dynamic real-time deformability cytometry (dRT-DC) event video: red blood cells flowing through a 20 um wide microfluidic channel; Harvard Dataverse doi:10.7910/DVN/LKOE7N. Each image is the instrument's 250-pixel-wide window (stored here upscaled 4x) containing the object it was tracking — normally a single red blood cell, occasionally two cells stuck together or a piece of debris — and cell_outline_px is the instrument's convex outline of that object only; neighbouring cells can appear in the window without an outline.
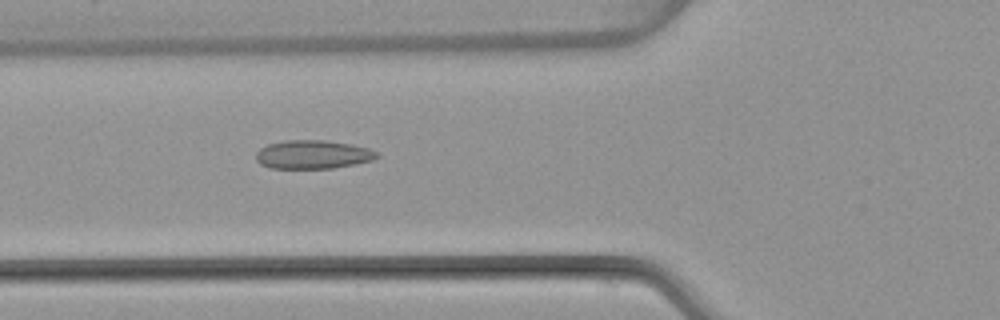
{"species": "common noctule bat (a hibernating species)", "species_latin": "Nyctalus noctula", "temperature_condition": "warm", "stored_images_in_passage": 50, "camera_frame_rate_fps": 3000, "um_per_image_px": 0.085, "animal": {"sex": "female", "body_mass_g": 22.7, "forearm_length_mm": 54.2}, "frame": {"image": 1, "passage_image": 18, "time_ms": 5.667, "image_size_px": [1000, 320], "cell_outline_px": [[380, 156], [372, 160], [332, 168], [272, 168], [260, 164], [256, 160], [256, 152], [260, 148], [268, 144], [284, 140], [324, 140], [352, 144], [368, 148], [376, 152]], "centroid_in_image_um": [26.57, 13.12], "position_along_channel_um": 99.2, "area_um2": 20.06}}
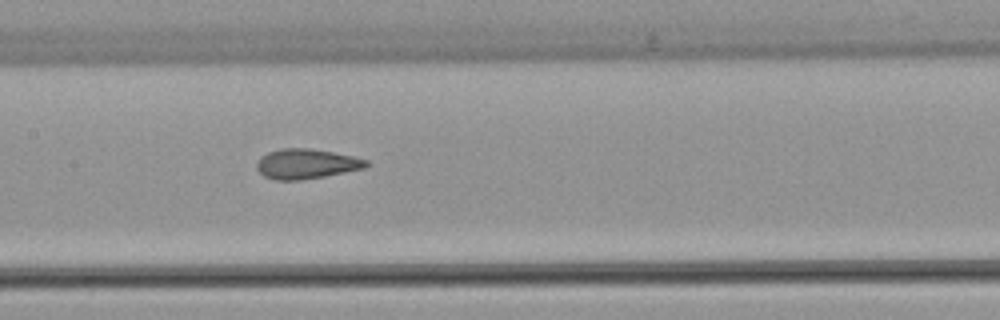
{"frame": {"image": 2, "passage_image": 24, "time_ms": 7.667, "image_size_px": [1000, 320], "cell_outline_px": [[372, 164], [364, 168], [324, 176], [300, 180], [276, 180], [264, 176], [256, 168], [256, 164], [260, 156], [268, 152], [280, 148], [308, 148], [332, 152], [352, 156], [368, 160]], "centroid_in_image_um": [26.02, 13.92], "position_along_channel_um": 181.4, "area_um2": 19.07}}
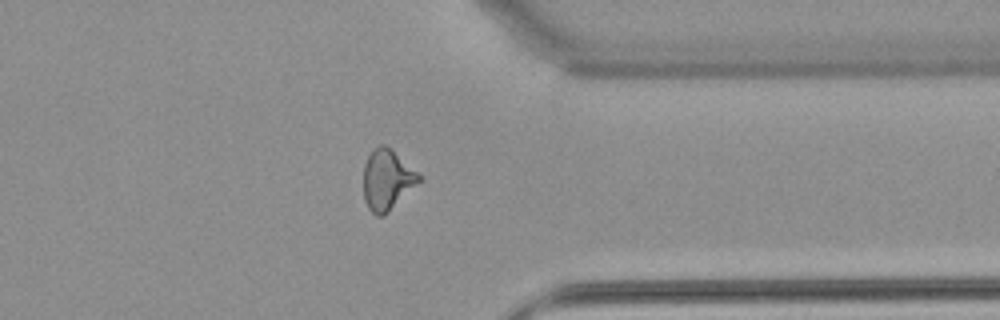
{"frame": {"image": 3, "passage_image": 39, "time_ms": 12.667, "image_size_px": [1000, 320], "cell_outline_px": [[420, 180], [384, 216], [376, 216], [368, 208], [364, 200], [364, 164], [372, 148], [380, 144], [384, 144], [416, 172], [420, 176]], "centroid_in_image_um": [32.84, 15.29], "position_along_channel_um": 378.6, "area_um2": 18.96}, "authors_computed_cell_mechanics": {"area_um2": 19.3341, "velocity_mm_per_s": 4.0831, "shape_relaxation_time_tau1_ms": null, "shape_relaxation_time_tau2_ms": 1.0151, "deformation_change_tau1": null, "deformation_change_tau2": 0.0958}}